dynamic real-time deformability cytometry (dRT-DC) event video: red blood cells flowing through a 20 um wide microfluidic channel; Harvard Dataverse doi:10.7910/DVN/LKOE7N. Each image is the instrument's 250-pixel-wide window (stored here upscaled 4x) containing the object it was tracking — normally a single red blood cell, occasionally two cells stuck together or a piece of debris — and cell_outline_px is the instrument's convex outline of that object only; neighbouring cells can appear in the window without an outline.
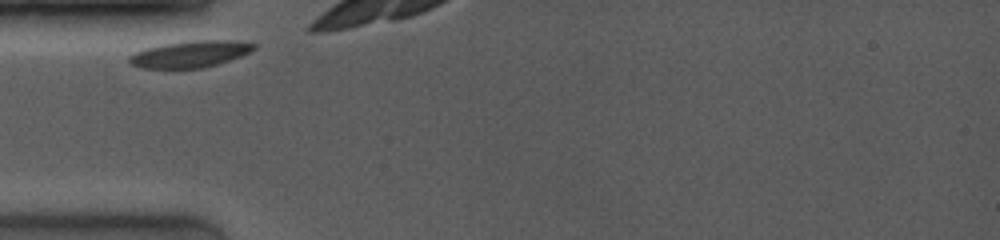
{"species": "common noctule bat (a hibernating species)", "species_latin": "Nyctalus noctula", "temperature_condition": "room temperature", "stored_images_in_passage": 5, "camera_frame_rate_fps": 4000, "um_per_image_px": 0.085, "animal": {"sex": "female", "body_mass_g": 19.0, "forearm_length_mm": 53.3}, "frame": {"image": 1, "passage_image": 1, "time_ms": 0.0, "image_size_px": [1000, 240], "cell_outline_px": [[256, 48], [240, 56], [204, 68], [140, 68], [132, 64], [128, 60], [128, 56], [144, 48], [164, 44], [196, 40], [224, 40], [256, 44]], "centroid_in_image_um": [16.11, 4.6], "position_along_channel_um": 68.9, "area_um2": 19.02}}